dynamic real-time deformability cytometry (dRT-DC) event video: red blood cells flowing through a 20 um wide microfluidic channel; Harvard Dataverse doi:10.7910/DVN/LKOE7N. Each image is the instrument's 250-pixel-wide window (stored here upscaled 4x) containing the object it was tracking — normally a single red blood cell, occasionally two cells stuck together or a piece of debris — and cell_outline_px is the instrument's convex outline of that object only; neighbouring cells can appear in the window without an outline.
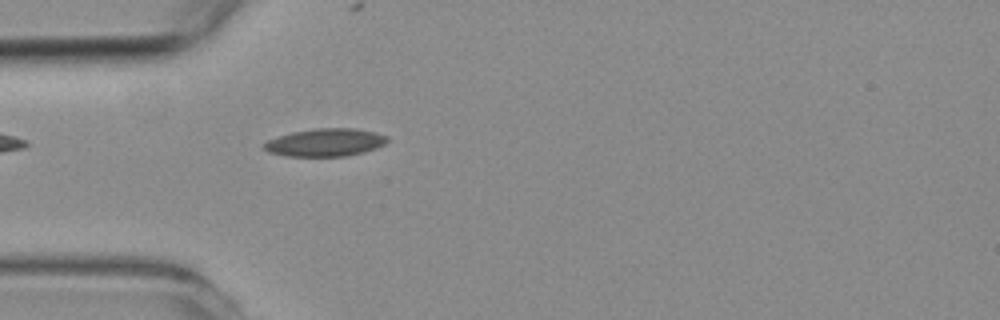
{"species": "common noctule bat (a hibernating species)", "species_latin": "Nyctalus noctula", "temperature_condition": "room temperature", "stored_images_in_passage": 41, "camera_frame_rate_fps": 3000, "um_per_image_px": 0.085, "animal": {"sex": "female", "body_mass_g": 19.3, "forearm_length_mm": 54.1}, "frame": {"image": 1, "passage_image": 3, "time_ms": 0.667, "image_size_px": [1000, 320], "cell_outline_px": [[388, 140], [384, 144], [376, 148], [364, 152], [348, 156], [284, 156], [268, 152], [264, 148], [264, 144], [268, 140], [292, 132], [316, 128], [356, 128], [376, 132], [388, 136]], "centroid_in_image_um": [27.68, 12.11], "position_along_channel_um": 57.3, "area_um2": 20.0}}
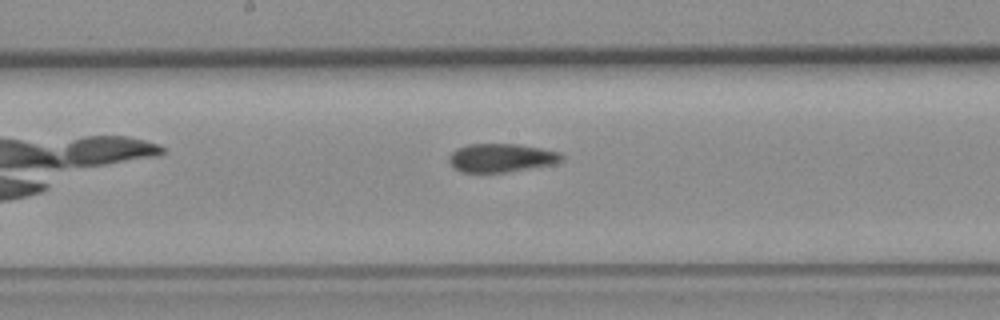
{"frame": {"image": 2, "passage_image": 15, "time_ms": 4.667, "image_size_px": [1000, 320], "cell_outline_px": [[564, 160], [556, 164], [504, 172], [464, 172], [456, 168], [448, 160], [448, 156], [452, 152], [468, 144], [516, 144], [540, 148], [560, 152], [564, 156]], "centroid_in_image_um": [42.66, 13.41], "position_along_channel_um": 205.5, "area_um2": 18.55}}
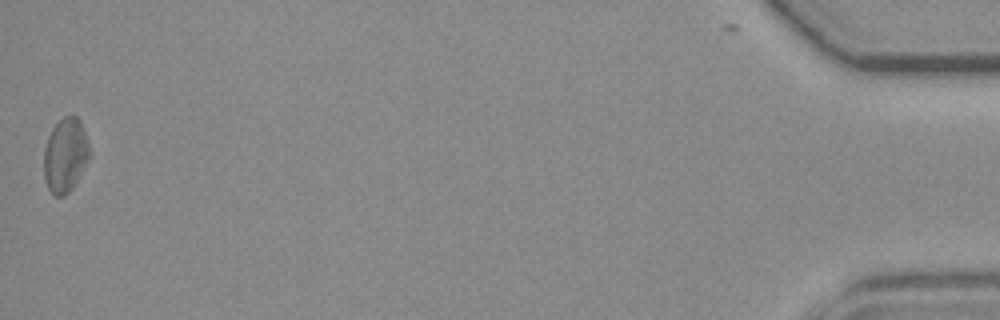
{"frame": {"image": 3, "passage_image": 41, "time_ms": 13.333, "image_size_px": [1000, 320], "cell_outline_px": [[88, 160], [72, 188], [64, 196], [56, 196], [48, 188], [44, 176], [44, 148], [48, 136], [52, 128], [64, 116], [76, 116], [80, 120], [88, 144]], "centroid_in_image_um": [5.52, 13.19], "position_along_channel_um": 429.7, "area_um2": 19.31}, "authors_computed_cell_mechanics": {"area_um2": 19.1318, "velocity_mm_per_s": 3.7794, "shape_relaxation_time_tau1_ms": null, "shape_relaxation_time_tau2_ms": 2.015, "deformation_change_tau1": null, "deformation_change_tau2": 0.0869}}